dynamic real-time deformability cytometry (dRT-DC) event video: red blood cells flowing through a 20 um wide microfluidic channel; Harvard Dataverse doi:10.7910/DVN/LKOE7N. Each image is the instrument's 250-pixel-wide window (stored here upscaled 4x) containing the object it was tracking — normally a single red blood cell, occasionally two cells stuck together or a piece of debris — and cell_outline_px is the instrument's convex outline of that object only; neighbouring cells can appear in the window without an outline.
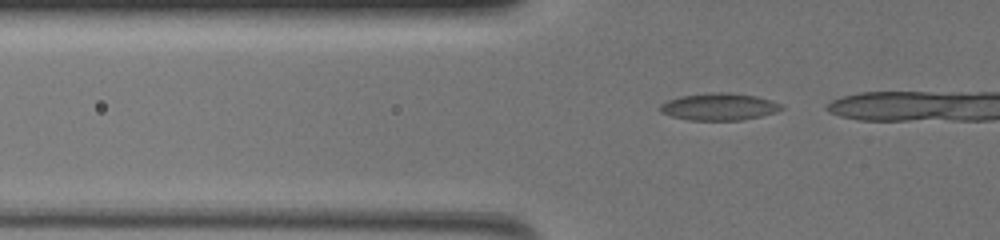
{"species": "common noctule bat (a hibernating species)", "species_latin": "Nyctalus noctula", "temperature_condition": "warm", "stored_images_in_passage": 10, "camera_frame_rate_fps": 3000, "um_per_image_px": 0.085, "animal": {"sex": "female", "body_mass_g": 19.5, "forearm_length_mm": 54.1}, "frame": {"image": 1, "passage_image": 2, "time_ms": 0.333, "image_size_px": [1000, 240], "cell_outline_px": [[784, 108], [776, 112], [760, 116], [740, 120], [688, 120], [672, 116], [660, 112], [660, 104], [668, 100], [680, 96], [708, 92], [728, 92], [756, 96], [772, 100], [784, 104]], "centroid_in_image_um": [61.14, 9.06], "position_along_channel_um": 64.7, "area_um2": 19.31}}
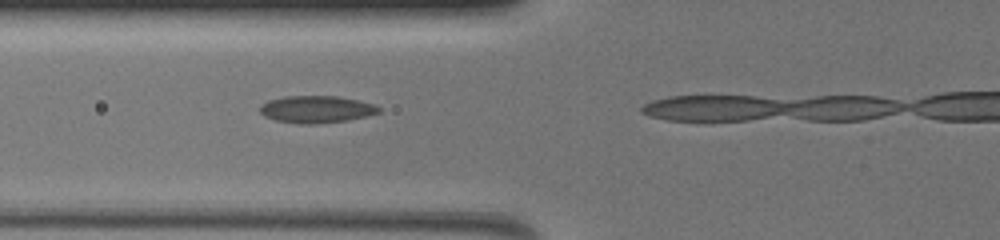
{"frame": {"image": 2, "passage_image": 6, "time_ms": 1.667, "image_size_px": [1000, 240], "cell_outline_px": [[380, 112], [368, 116], [348, 120], [316, 124], [300, 124], [276, 120], [264, 116], [260, 112], [260, 104], [268, 100], [284, 96], [336, 96], [376, 104], [380, 108]], "centroid_in_image_um": [26.89, 9.29], "position_along_channel_um": 98.9, "area_um2": 18.9}}
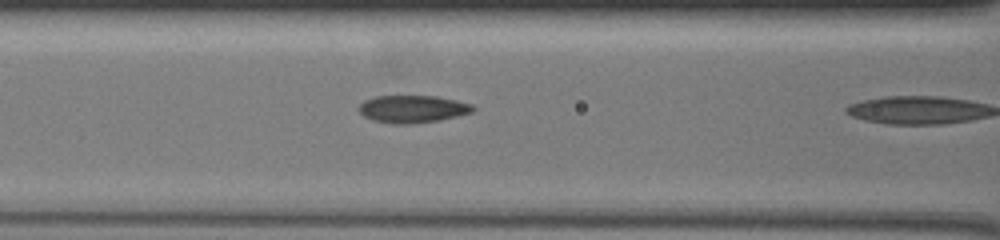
{"frame": {"image": 3, "passage_image": 9, "time_ms": 2.667, "image_size_px": [1000, 240], "cell_outline_px": [[476, 108], [472, 112], [440, 120], [408, 124], [392, 124], [372, 120], [364, 116], [360, 112], [360, 104], [364, 100], [372, 96], [436, 96], [456, 100], [472, 104]], "centroid_in_image_um": [35.06, 9.26], "position_along_channel_um": 131.5, "area_um2": 18.26}}